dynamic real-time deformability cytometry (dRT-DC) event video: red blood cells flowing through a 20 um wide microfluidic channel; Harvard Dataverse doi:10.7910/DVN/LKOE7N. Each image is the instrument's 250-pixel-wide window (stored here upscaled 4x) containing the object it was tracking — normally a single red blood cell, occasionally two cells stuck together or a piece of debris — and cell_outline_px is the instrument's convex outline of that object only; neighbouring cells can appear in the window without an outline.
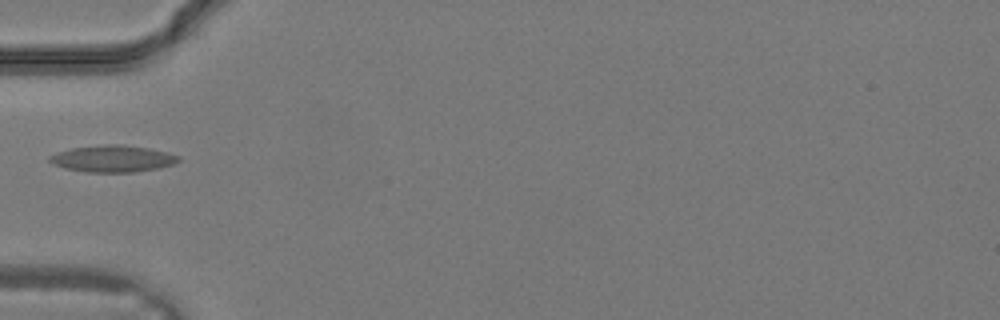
{"species": "common noctule bat (a hibernating species)", "species_latin": "Nyctalus noctula", "temperature_condition": "warm", "stored_images_in_passage": 10, "camera_frame_rate_fps": 3000, "um_per_image_px": 0.085, "animal": {"sex": "male", "body_mass_g": 19.2, "forearm_length_mm": 51.8}, "frame": {"image": 1, "passage_image": 7, "time_ms": 2.0, "image_size_px": [1000, 320], "cell_outline_px": [[180, 160], [172, 164], [160, 168], [132, 172], [84, 172], [64, 168], [48, 160], [48, 156], [72, 148], [104, 144], [120, 144], [148, 148], [168, 152], [180, 156]], "centroid_in_image_um": [9.6, 13.49], "position_along_channel_um": 75.4, "area_um2": 20.0}}
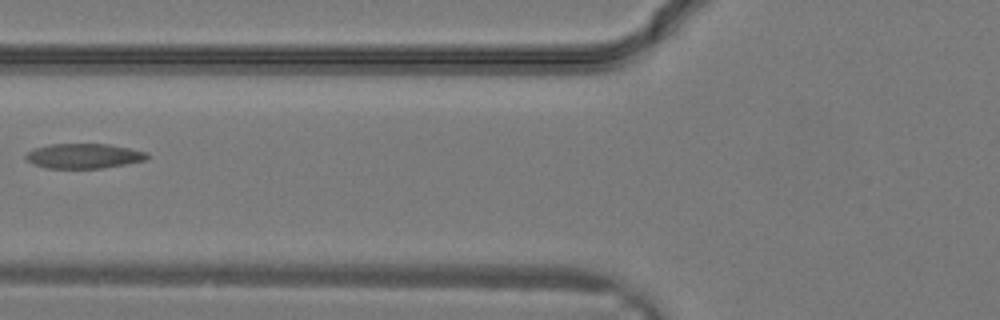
{"frame": {"image": 2, "passage_image": 9, "time_ms": 2.667, "image_size_px": [1000, 320], "cell_outline_px": [[148, 160], [104, 168], [44, 168], [32, 164], [24, 156], [32, 148], [52, 144], [108, 144], [128, 148], [144, 152], [148, 156]], "centroid_in_image_um": [7.09, 13.26], "position_along_channel_um": 118.7, "area_um2": 17.57}}